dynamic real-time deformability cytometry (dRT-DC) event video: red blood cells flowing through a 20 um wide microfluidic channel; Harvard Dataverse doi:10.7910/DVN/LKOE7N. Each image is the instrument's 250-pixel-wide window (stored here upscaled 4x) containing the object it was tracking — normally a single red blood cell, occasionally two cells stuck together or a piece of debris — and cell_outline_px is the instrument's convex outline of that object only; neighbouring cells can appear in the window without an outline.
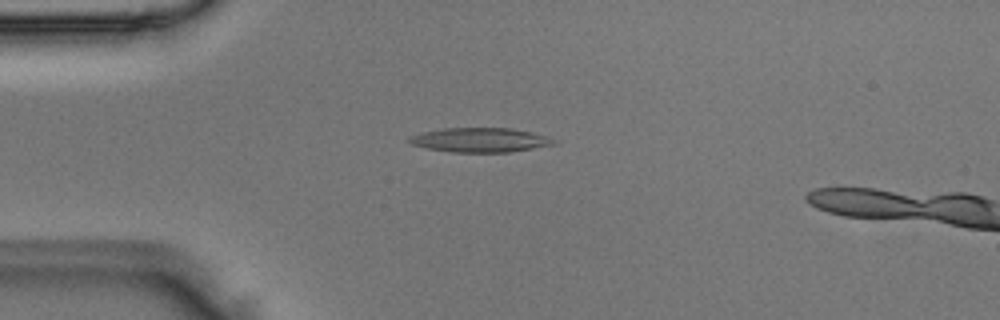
{"species": "Egyptian fruit bat (a non-hibernating species)", "species_latin": "Rousettus aegyptiacus", "temperature_condition": "room temperature", "stored_images_in_passage": 5, "camera_frame_rate_fps": 3000, "um_per_image_px": 0.085, "animal": {"sex": "male"}, "frame": {"image": 1, "passage_image": 4, "time_ms": 1.0, "image_size_px": [1000, 320], "cell_outline_px": [[556, 144], [508, 152], [452, 152], [428, 148], [412, 144], [408, 140], [408, 136], [424, 132], [444, 128], [512, 128], [532, 132], [556, 140]], "centroid_in_image_um": [40.8, 11.89], "position_along_channel_um": 44.2, "area_um2": 20.29}}